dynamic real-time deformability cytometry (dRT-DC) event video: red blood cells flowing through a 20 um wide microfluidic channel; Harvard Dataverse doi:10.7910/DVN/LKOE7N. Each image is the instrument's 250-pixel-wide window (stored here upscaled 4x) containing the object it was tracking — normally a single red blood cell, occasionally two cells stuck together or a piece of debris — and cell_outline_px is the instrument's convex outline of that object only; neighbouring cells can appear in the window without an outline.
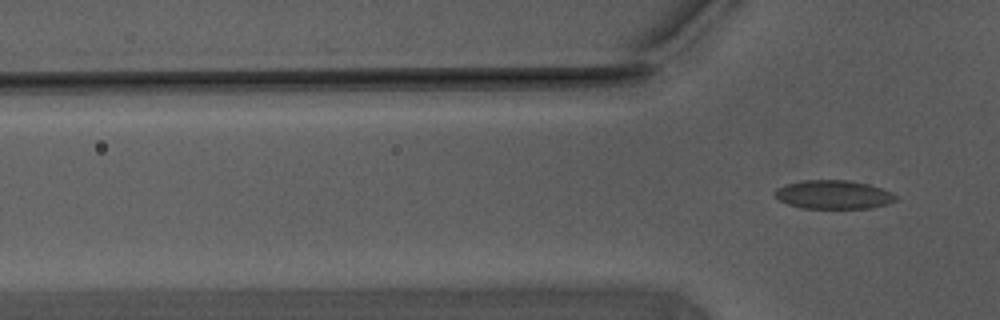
{"species": "Egyptian fruit bat (a non-hibernating species)", "species_latin": "Rousettus aegyptiacus", "temperature_condition": "warm", "stored_images_in_passage": 2, "camera_frame_rate_fps": 3000, "um_per_image_px": 0.085, "animal": {"sex": "male"}, "frame": {"image": 1, "passage_image": 2, "time_ms": 0.333, "image_size_px": [1000, 320], "cell_outline_px": [[896, 200], [888, 204], [872, 208], [800, 208], [788, 204], [780, 200], [776, 196], [776, 188], [788, 184], [804, 180], [848, 180], [868, 184], [892, 192], [896, 196]], "centroid_in_image_um": [70.87, 16.55], "position_along_channel_um": 54.9, "area_um2": 20.06}}